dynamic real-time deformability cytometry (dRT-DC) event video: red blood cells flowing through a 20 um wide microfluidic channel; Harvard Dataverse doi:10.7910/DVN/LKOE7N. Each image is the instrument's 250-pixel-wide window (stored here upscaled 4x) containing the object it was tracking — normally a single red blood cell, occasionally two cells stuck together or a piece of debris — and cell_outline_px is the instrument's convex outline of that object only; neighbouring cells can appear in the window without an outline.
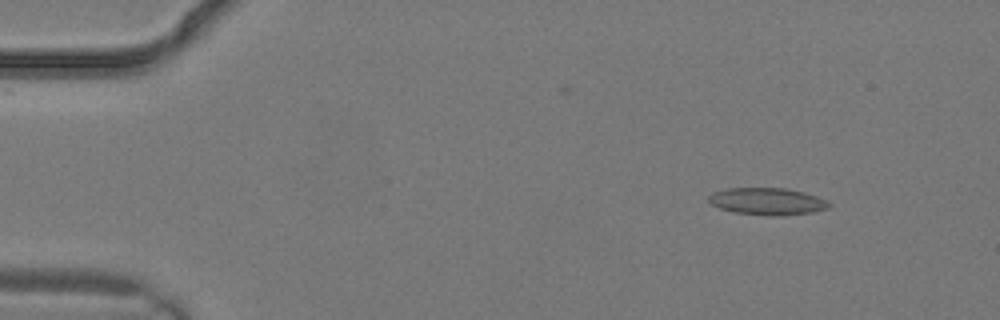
{"species": "common noctule bat (a hibernating species)", "species_latin": "Nyctalus noctula", "temperature_condition": "warm", "stored_images_in_passage": 4, "camera_frame_rate_fps": 3000, "um_per_image_px": 0.085, "animal": {"sex": "male", "body_mass_g": 19.2, "forearm_length_mm": 51.8}, "frame": {"image": 1, "passage_image": 2, "time_ms": 0.333, "image_size_px": [1000, 320], "cell_outline_px": [[832, 204], [828, 208], [812, 212], [784, 216], [768, 216], [736, 212], [720, 208], [712, 204], [708, 200], [708, 196], [712, 192], [728, 188], [788, 188], [804, 192], [816, 196]], "centroid_in_image_um": [65.22, 17.11], "position_along_channel_um": 19.8, "area_um2": 19.02}}